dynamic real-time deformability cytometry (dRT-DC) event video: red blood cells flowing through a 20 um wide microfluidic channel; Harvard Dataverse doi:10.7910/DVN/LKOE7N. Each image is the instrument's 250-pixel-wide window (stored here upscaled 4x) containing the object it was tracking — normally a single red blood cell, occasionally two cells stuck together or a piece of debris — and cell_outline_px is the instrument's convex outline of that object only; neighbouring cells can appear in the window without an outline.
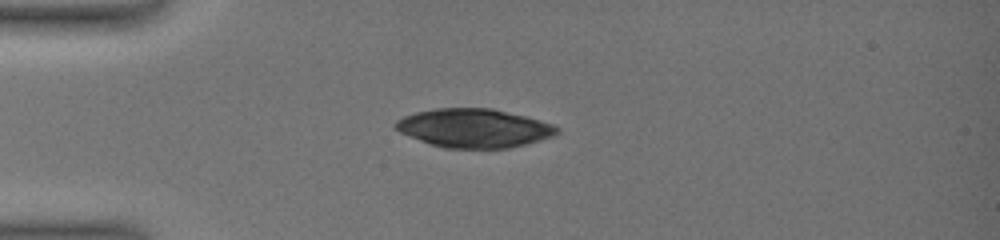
{"species": "common noctule bat (a hibernating species)", "species_latin": "Nyctalus noctula", "temperature_condition": "warm", "stored_images_in_passage": 40, "camera_frame_rate_fps": 3000, "um_per_image_px": 0.085, "animal": {"sex": "female", "body_mass_g": 19.0, "forearm_length_mm": 51.5}, "frame": {"image": 1, "passage_image": 1, "time_ms": 0.0, "image_size_px": [1000, 240], "cell_outline_px": [[560, 132], [556, 136], [508, 148], [444, 148], [428, 144], [408, 136], [392, 128], [392, 124], [396, 120], [404, 116], [416, 112], [436, 108], [492, 108], [524, 116], [552, 124], [560, 128]], "centroid_in_image_um": [40.25, 10.89], "position_along_channel_um": 44.8, "area_um2": 36.65}}